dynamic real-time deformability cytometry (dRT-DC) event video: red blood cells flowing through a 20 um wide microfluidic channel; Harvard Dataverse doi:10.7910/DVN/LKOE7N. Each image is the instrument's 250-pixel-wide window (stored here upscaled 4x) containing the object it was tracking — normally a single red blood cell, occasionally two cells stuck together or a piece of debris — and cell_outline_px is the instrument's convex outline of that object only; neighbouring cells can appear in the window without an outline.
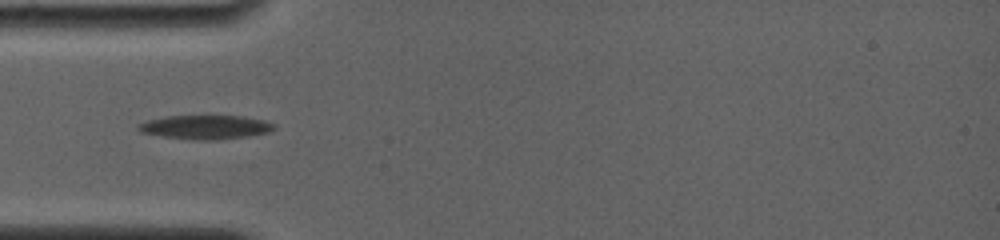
{"species": "common noctule bat (a hibernating species)", "species_latin": "Nyctalus noctula", "temperature_condition": "room temperature", "stored_images_in_passage": 10, "camera_frame_rate_fps": 4000, "um_per_image_px": 0.085, "animal": {"sex": "female", "body_mass_g": 19.0, "forearm_length_mm": 56.7}, "frame": {"image": 1, "passage_image": 1, "time_ms": 0.0, "image_size_px": [1000, 240], "cell_outline_px": [[276, 128], [268, 132], [248, 136], [216, 140], [192, 140], [164, 136], [140, 132], [136, 128], [136, 124], [148, 120], [168, 116], [240, 116], [264, 120], [272, 124]], "centroid_in_image_um": [17.43, 10.81], "position_along_channel_um": 67.6, "area_um2": 18.84}}
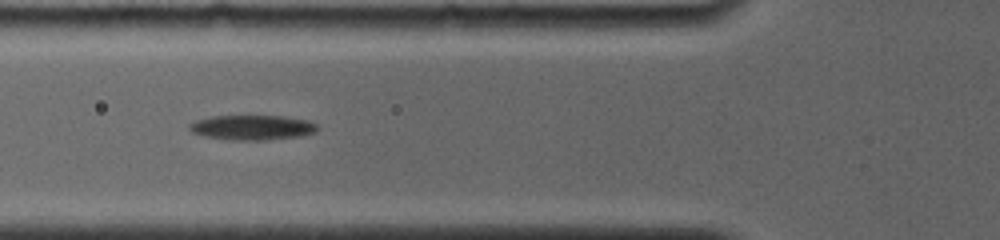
{"frame": {"image": 2, "passage_image": 9, "time_ms": 1.0, "image_size_px": [1000, 240], "cell_outline_px": [[320, 128], [316, 132], [300, 136], [268, 140], [228, 140], [204, 136], [192, 132], [188, 128], [188, 124], [196, 120], [212, 116], [284, 116], [308, 120], [316, 124]], "centroid_in_image_um": [21.45, 10.84], "position_along_channel_um": 104.4, "area_um2": 18.73}}